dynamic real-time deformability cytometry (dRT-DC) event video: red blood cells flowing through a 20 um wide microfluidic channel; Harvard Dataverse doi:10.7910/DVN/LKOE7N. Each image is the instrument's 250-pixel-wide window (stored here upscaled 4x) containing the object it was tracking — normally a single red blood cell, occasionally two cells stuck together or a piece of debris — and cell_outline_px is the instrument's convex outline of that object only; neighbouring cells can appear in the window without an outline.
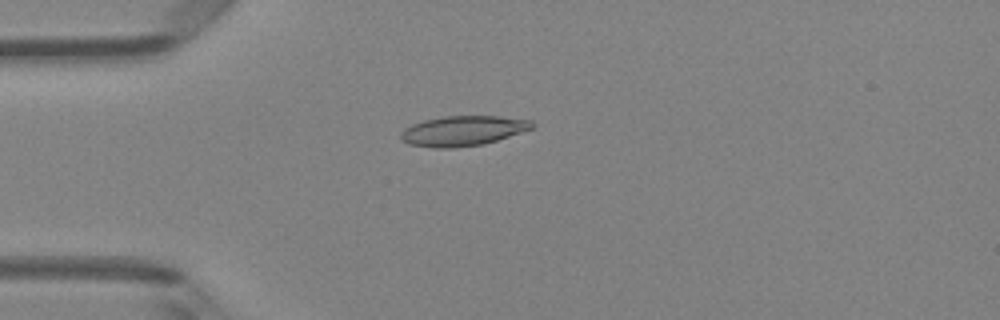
{"species": "Egyptian fruit bat (a non-hibernating species)", "species_latin": "Rousettus aegyptiacus", "temperature_condition": "room temperature", "stored_images_in_passage": 49, "camera_frame_rate_fps": 3000, "um_per_image_px": 0.085, "animal": {"sex": "female"}, "frame": {"image": 1, "passage_image": 13, "time_ms": 4.0, "image_size_px": [1000, 320], "cell_outline_px": [[536, 124], [532, 128], [484, 144], [452, 148], [436, 148], [408, 144], [400, 136], [400, 132], [404, 128], [412, 124], [424, 120], [444, 116], [500, 116], [532, 120]], "centroid_in_image_um": [39.33, 11.11], "position_along_channel_um": 45.7, "area_um2": 22.89}}
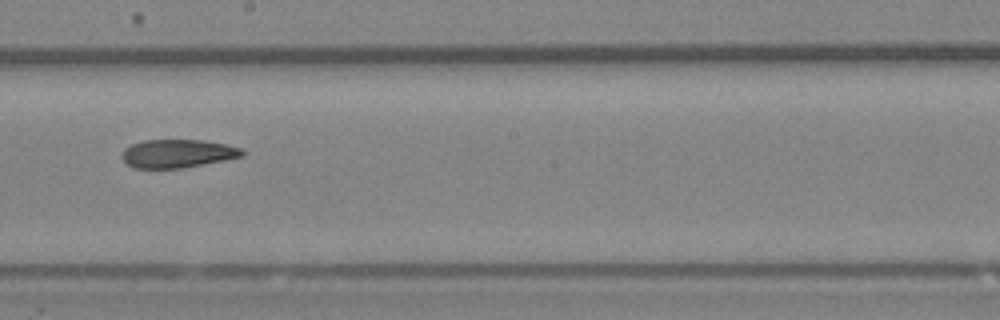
{"frame": {"image": 2, "passage_image": 28, "time_ms": 9.0, "image_size_px": [1000, 320], "cell_outline_px": [[244, 156], [224, 160], [180, 168], [132, 168], [124, 160], [124, 148], [132, 144], [144, 140], [204, 140], [224, 144], [240, 148], [244, 152]], "centroid_in_image_um": [15.1, 13.05], "position_along_channel_um": 233.1, "area_um2": 19.54}}
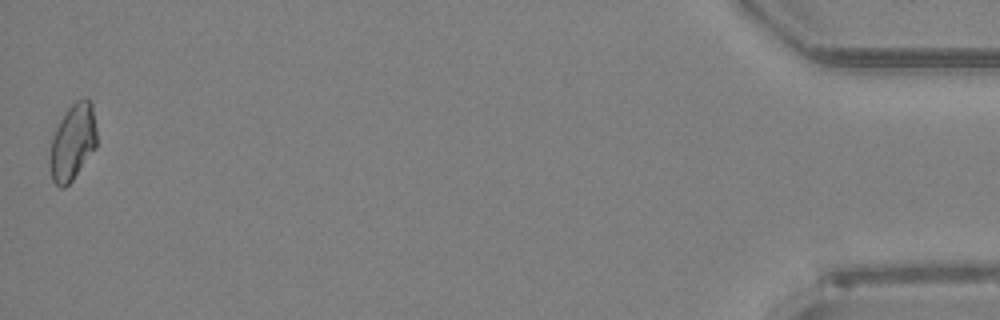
{"frame": {"image": 3, "passage_image": 49, "time_ms": 16.0, "image_size_px": [1000, 320], "cell_outline_px": [[96, 148], [72, 180], [64, 188], [60, 188], [52, 180], [48, 164], [48, 160], [52, 140], [56, 128], [64, 112], [76, 100], [84, 96], [92, 104], [96, 128]], "centroid_in_image_um": [6.16, 12.09], "position_along_channel_um": 429.0, "area_um2": 20.98}, "authors_computed_cell_mechanics": {"area_um2": 21.386, "velocity_mm_per_s": 4.1208, "shape_relaxation_time_tau1_ms": null, "shape_relaxation_time_tau2_ms": 5.8046, "deformation_change_tau1": null, "deformation_change_tau2": 0.1242}}